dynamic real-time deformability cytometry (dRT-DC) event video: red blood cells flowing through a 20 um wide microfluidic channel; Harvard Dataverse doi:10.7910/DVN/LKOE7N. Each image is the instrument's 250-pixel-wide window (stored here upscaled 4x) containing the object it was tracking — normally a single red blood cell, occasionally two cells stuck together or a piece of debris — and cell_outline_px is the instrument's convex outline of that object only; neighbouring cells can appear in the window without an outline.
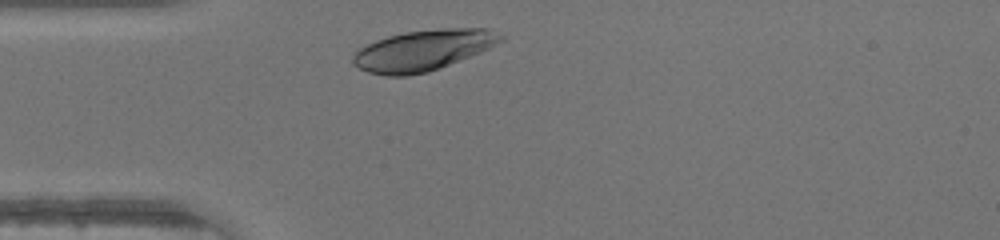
{"species": "human", "species_latin": "Homo sapiens", "temperature_condition": "warm", "stored_images_in_passage": 26, "camera_frame_rate_fps": 3000, "um_per_image_px": 0.085, "donor": {"sex": "male"}, "frame": {"image": 1, "passage_image": 2, "time_ms": 0.333, "image_size_px": [1000, 240], "cell_outline_px": [[504, 40], [480, 52], [440, 68], [428, 72], [408, 76], [384, 76], [368, 72], [352, 64], [352, 56], [360, 48], [376, 40], [388, 36], [404, 32], [440, 28], [488, 28], [504, 36]], "centroid_in_image_um": [35.95, 4.28], "position_along_channel_um": 49.0, "area_um2": 35.14}}
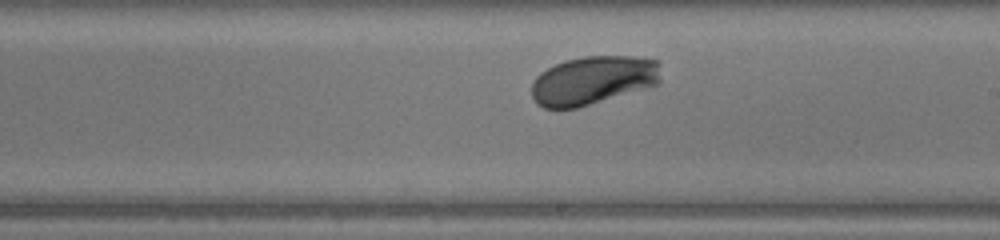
{"frame": {"image": 2, "passage_image": 16, "time_ms": 5.0, "image_size_px": [1000, 240], "cell_outline_px": [[660, 84], [576, 108], [544, 108], [536, 104], [532, 96], [532, 84], [536, 76], [540, 72], [564, 60], [584, 56], [632, 56], [660, 60]], "centroid_in_image_um": [50.42, 6.81], "position_along_channel_um": 238.6, "area_um2": 36.82}}
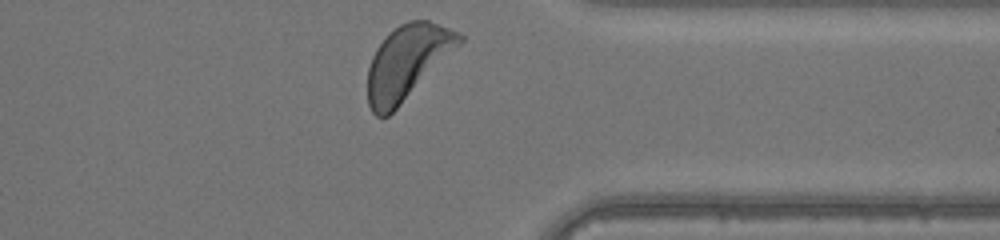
{"frame": {"image": 3, "passage_image": 26, "time_ms": 8.333, "image_size_px": [1000, 240], "cell_outline_px": [[464, 40], [388, 116], [376, 116], [372, 112], [368, 104], [368, 68], [372, 56], [376, 48], [400, 24], [408, 20], [428, 20], [448, 28], [464, 36]], "centroid_in_image_um": [34.59, 5.28], "position_along_channel_um": 376.8, "area_um2": 38.44}}